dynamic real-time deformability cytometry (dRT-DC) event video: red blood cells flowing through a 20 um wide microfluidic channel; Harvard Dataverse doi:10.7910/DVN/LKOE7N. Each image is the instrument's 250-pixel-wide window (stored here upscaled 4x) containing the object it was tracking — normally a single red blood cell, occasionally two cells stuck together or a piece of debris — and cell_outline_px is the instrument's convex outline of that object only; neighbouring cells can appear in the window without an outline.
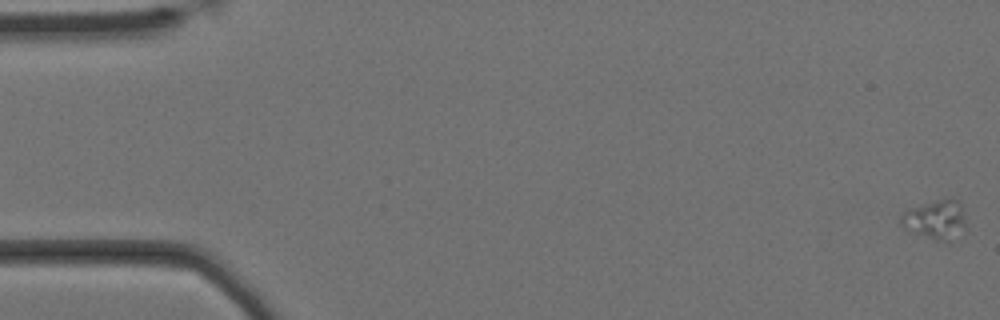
{"species": "Egyptian fruit bat (a non-hibernating species)", "species_latin": "Rousettus aegyptiacus", "temperature_condition": "cold", "stored_images_in_passage": 60, "camera_frame_rate_fps": 3000, "um_per_image_px": 0.085, "animal": {"sex": "female"}, "frame": {"image": 1, "passage_image": 1, "time_ms": 0.0, "image_size_px": [1000, 320], "cell_outline_px": [[968, 232], [948, 244], [932, 240], [904, 228], [900, 224], [900, 216], [908, 208], [948, 196], [960, 200]], "centroid_in_image_um": [79.61, 18.7], "position_along_channel_um": 5.4, "area_um2": 15.95}}
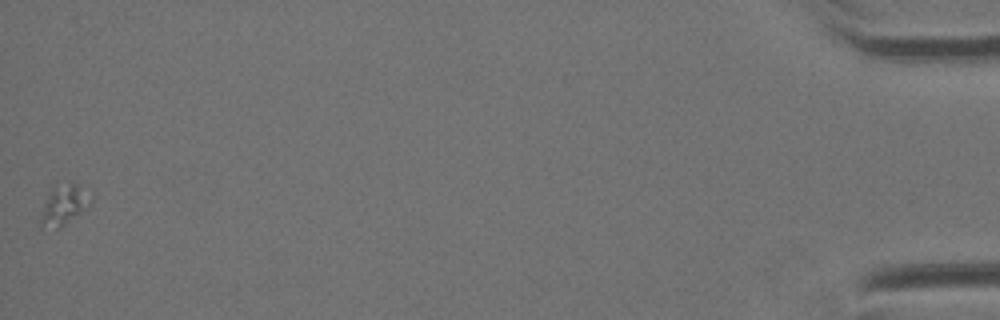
{"frame": {"image": 2, "passage_image": 60, "time_ms": 19.667, "image_size_px": [1000, 320], "cell_outline_px": [[92, 200], [80, 212], [60, 228], [40, 228], [40, 216], [48, 192], [52, 184], [56, 180], [68, 180], [76, 184]], "centroid_in_image_um": [5.32, 17.35], "position_along_channel_um": 429.9, "area_um2": 11.79}}